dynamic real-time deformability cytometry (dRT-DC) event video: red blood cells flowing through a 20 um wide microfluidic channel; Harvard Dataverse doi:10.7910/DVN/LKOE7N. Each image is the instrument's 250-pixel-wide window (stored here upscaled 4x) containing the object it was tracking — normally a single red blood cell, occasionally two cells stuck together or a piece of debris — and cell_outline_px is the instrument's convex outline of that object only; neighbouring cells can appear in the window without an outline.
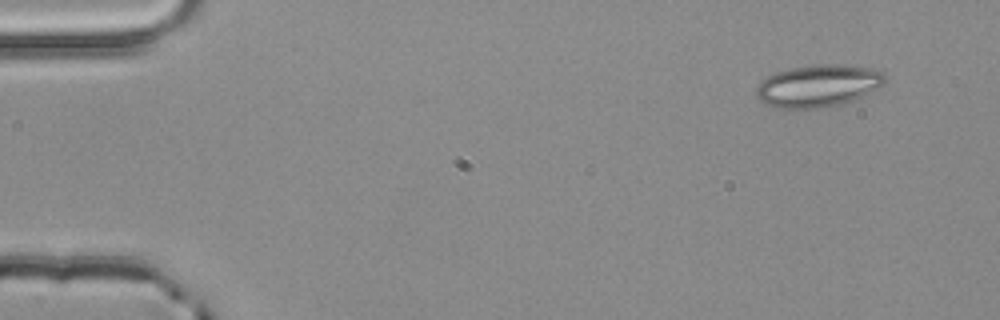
{"species": "common noctule bat (a hibernating species)", "species_latin": "Nyctalus noctula", "temperature_condition": "room temperature", "stored_images_in_passage": 3, "camera_frame_rate_fps": 3000, "um_per_image_px": 0.085, "animal": {"sex": "male", "body_mass_g": 20.4}, "frame": {"image": 1, "passage_image": 1, "time_ms": 0.0, "image_size_px": [1000, 320], "cell_outline_px": [[884, 84], [856, 100], [840, 104], [820, 108], [776, 108], [764, 104], [756, 96], [756, 88], [760, 80], [776, 72], [792, 68], [816, 64], [844, 64], [872, 68], [884, 72]], "centroid_in_image_um": [69.53, 7.29], "position_along_channel_um": 15.5, "area_um2": 31.91}}
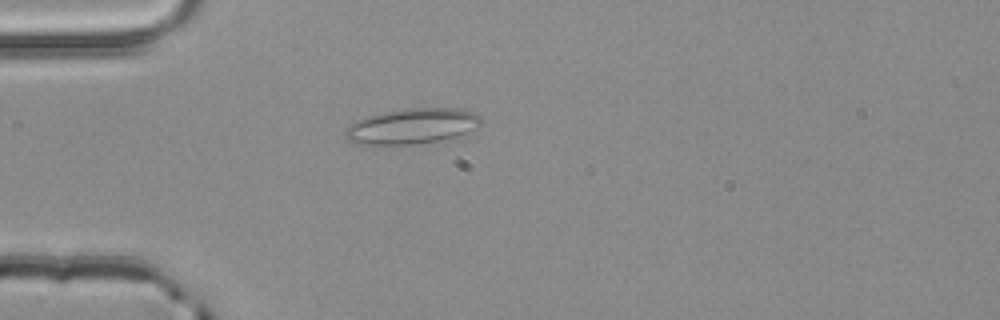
{"frame": {"image": 2, "passage_image": 3, "time_ms": 0.667, "image_size_px": [1000, 320], "cell_outline_px": [[484, 124], [464, 136], [416, 144], [356, 144], [348, 140], [344, 136], [344, 128], [348, 124], [356, 120], [368, 116], [384, 112], [408, 108], [456, 108], [476, 112], [480, 116]], "centroid_in_image_um": [35.08, 10.73], "position_along_channel_um": 49.9, "area_um2": 28.67}}